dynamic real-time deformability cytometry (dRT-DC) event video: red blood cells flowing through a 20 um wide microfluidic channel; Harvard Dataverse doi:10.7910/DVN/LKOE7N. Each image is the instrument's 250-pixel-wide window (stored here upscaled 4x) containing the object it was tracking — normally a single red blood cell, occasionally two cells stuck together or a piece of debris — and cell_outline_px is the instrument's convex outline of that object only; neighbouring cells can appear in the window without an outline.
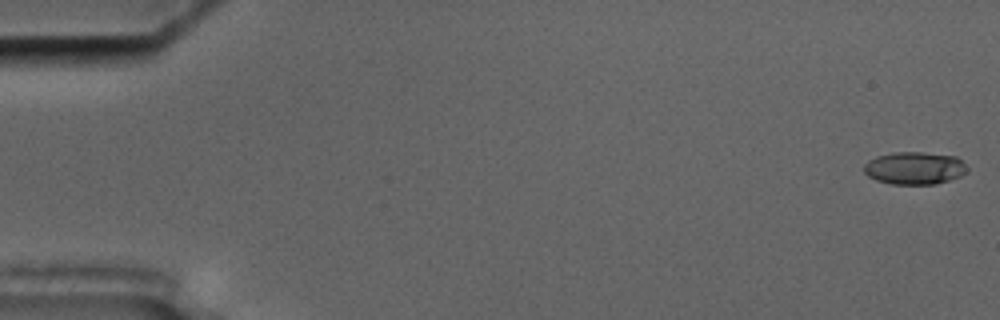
{"species": "common noctule bat (a hibernating species)", "species_latin": "Nyctalus noctula", "temperature_condition": "cold", "stored_images_in_passage": 5, "camera_frame_rate_fps": 3000, "um_per_image_px": 0.085, "animal": {"sex": "male", "body_mass_g": 17.5, "forearm_length_mm": 52.3}, "frame": {"image": 1, "passage_image": 1, "time_ms": 0.0, "image_size_px": [1000, 320], "cell_outline_px": [[968, 172], [960, 176], [936, 184], [892, 184], [876, 180], [868, 176], [864, 172], [864, 164], [868, 160], [876, 156], [896, 152], [920, 152], [956, 156], [968, 168]], "centroid_in_image_um": [77.73, 14.29], "position_along_channel_um": 7.3, "area_um2": 19.59}}
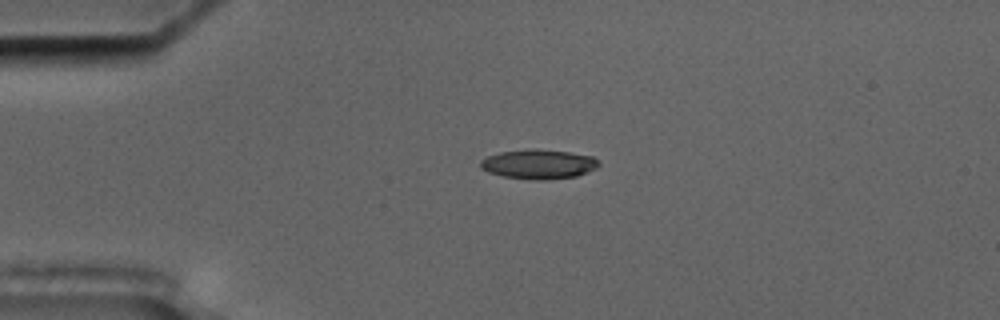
{"frame": {"image": 2, "passage_image": 4, "time_ms": 4.333, "image_size_px": [1000, 320], "cell_outline_px": [[600, 164], [596, 168], [588, 172], [576, 176], [540, 180], [536, 180], [504, 176], [488, 172], [480, 168], [480, 160], [488, 156], [500, 152], [536, 148], [568, 152], [592, 156]], "centroid_in_image_um": [45.77, 13.95], "position_along_channel_um": 39.2, "area_um2": 20.17}}